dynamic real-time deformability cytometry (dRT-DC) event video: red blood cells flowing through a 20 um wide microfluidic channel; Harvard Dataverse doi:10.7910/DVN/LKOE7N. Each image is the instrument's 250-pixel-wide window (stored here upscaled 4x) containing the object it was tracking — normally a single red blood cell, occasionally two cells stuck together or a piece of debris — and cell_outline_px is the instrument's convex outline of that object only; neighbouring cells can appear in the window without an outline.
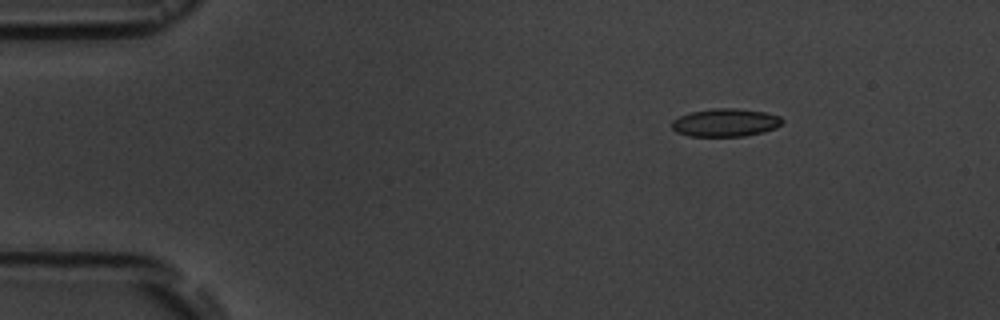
{"species": "common noctule bat (a hibernating species)", "species_latin": "Nyctalus noctula", "temperature_condition": "room temperature", "stored_images_in_passage": 5, "camera_frame_rate_fps": 3000, "um_per_image_px": 0.085, "animal": {"sex": "male", "body_mass_g": 19.5, "forearm_length_mm": 54.6}, "frame": {"image": 1, "passage_image": 3, "time_ms": 2.333, "image_size_px": [1000, 320], "cell_outline_px": [[784, 120], [776, 128], [764, 132], [744, 136], [688, 136], [676, 132], [672, 128], [672, 120], [688, 112], [712, 108], [736, 108], [764, 112], [780, 116]], "centroid_in_image_um": [61.65, 10.42], "position_along_channel_um": 23.4, "area_um2": 18.15}}